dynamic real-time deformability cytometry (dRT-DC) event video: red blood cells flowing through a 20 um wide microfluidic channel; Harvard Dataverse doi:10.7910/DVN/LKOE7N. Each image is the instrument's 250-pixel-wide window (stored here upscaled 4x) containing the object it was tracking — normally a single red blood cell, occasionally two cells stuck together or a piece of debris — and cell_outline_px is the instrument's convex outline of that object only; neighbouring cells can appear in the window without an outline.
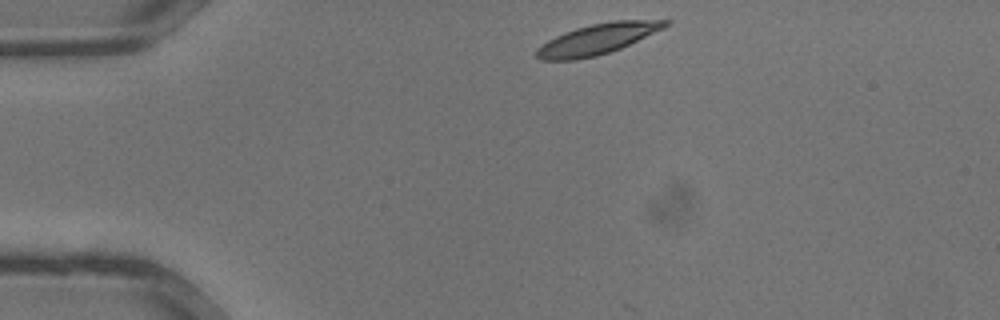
{"species": "common noctule bat (a hibernating species)", "species_latin": "Nyctalus noctula", "temperature_condition": "warm", "stored_images_in_passage": 7, "camera_frame_rate_fps": 3000, "um_per_image_px": 0.085, "animal": {"sex": "male", "body_mass_g": 13.3}, "frame": {"image": 1, "passage_image": 1, "time_ms": 0.0, "image_size_px": [1000, 320], "cell_outline_px": [[672, 20], [664, 28], [620, 48], [596, 56], [576, 60], [540, 60], [536, 56], [536, 48], [548, 40], [564, 32], [576, 28], [592, 24], [612, 20]], "centroid_in_image_um": [50.75, 3.32], "position_along_channel_um": 34.2, "area_um2": 22.72}}
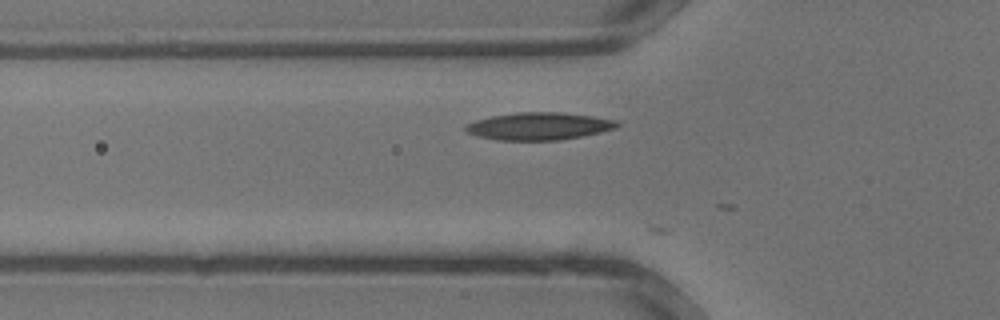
{"frame": {"image": 2, "passage_image": 6, "time_ms": 1.667, "image_size_px": [1000, 320], "cell_outline_px": [[620, 124], [616, 128], [584, 136], [560, 140], [496, 140], [476, 136], [464, 132], [464, 124], [476, 120], [492, 116], [520, 112], [560, 112], [592, 116], [616, 120]], "centroid_in_image_um": [45.77, 10.73], "position_along_channel_um": 80.0, "area_um2": 24.39}}